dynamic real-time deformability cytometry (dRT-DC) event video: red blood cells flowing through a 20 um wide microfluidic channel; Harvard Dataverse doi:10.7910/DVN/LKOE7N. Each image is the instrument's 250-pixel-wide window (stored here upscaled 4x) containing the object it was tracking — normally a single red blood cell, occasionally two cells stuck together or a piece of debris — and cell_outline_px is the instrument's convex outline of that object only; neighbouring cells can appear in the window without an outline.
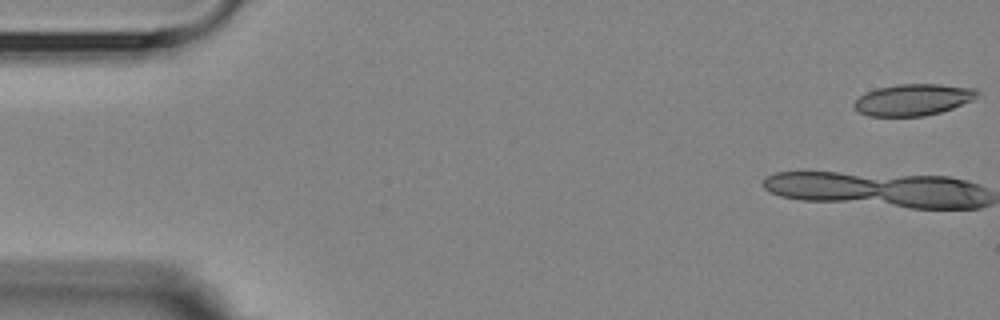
{"species": "Egyptian fruit bat (a non-hibernating species)", "species_latin": "Rousettus aegyptiacus", "temperature_condition": "room temperature", "stored_images_in_passage": 5, "camera_frame_rate_fps": 3000, "um_per_image_px": 0.085, "animal": {"sex": "female"}, "frame": {"image": 1, "passage_image": 5, "time_ms": 4.667, "image_size_px": [1000, 320], "cell_outline_px": [[980, 92], [972, 100], [952, 108], [940, 112], [924, 116], [868, 116], [852, 108], [852, 104], [860, 96], [876, 88], [896, 84], [940, 84], [976, 88]], "centroid_in_image_um": [77.6, 8.47], "position_along_channel_um": 7.4, "area_um2": 22.66}}